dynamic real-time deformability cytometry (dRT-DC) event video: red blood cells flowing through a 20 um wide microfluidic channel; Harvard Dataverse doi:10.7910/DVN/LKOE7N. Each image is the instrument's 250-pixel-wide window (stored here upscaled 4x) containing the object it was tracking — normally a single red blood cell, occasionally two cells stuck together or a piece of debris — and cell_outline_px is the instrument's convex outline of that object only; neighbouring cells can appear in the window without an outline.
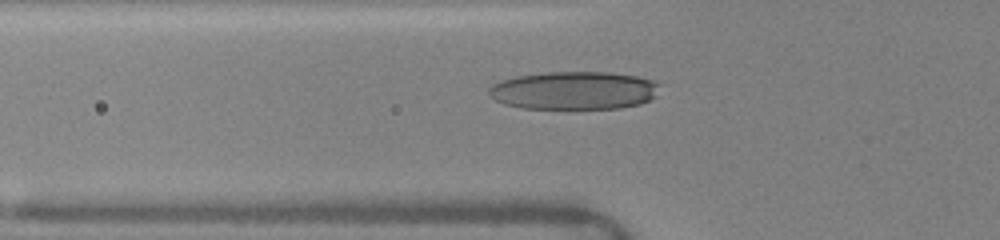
{"species": "human", "species_latin": "Homo sapiens", "temperature_condition": "warm", "stored_images_in_passage": 7, "camera_frame_rate_fps": 3000, "um_per_image_px": 0.085, "donor": {"sex": "female"}, "frame": {"image": 1, "passage_image": 3, "time_ms": 0.333, "image_size_px": [1000, 240], "cell_outline_px": [[660, 84], [656, 96], [640, 104], [620, 108], [524, 108], [504, 104], [488, 96], [488, 88], [492, 84], [500, 80], [516, 76], [544, 72], [608, 72], [636, 76], [652, 80]], "centroid_in_image_um": [48.76, 7.68], "position_along_channel_um": 77.0, "area_um2": 38.03}}